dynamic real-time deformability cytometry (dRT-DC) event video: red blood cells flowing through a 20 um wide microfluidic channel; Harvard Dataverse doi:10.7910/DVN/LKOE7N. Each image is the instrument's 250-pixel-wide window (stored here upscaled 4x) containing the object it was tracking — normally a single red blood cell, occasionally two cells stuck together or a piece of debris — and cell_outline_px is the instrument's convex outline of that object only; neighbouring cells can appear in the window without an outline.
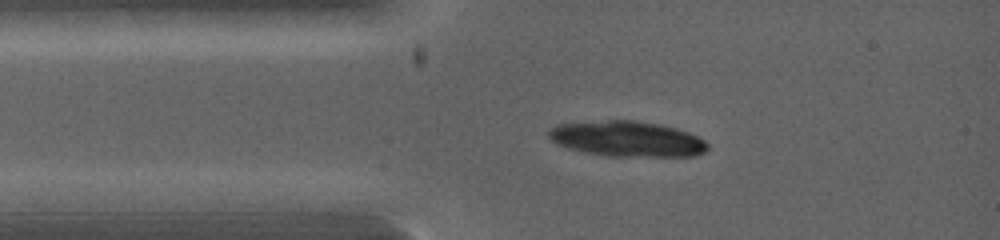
{"species": "common noctule bat (a hibernating species)", "species_latin": "Nyctalus noctula", "temperature_condition": "warm", "stored_images_in_passage": 1, "camera_frame_rate_fps": 5000, "um_per_image_px": 0.085, "animal": {"sex": "female", "body_mass_g": 19.0, "forearm_length_mm": 53.3}, "frame": {"image": 1, "passage_image": 1, "time_ms": 0.0, "image_size_px": [1000, 240], "cell_outline_px": [[708, 148], [704, 152], [696, 156], [604, 156], [584, 152], [568, 148], [552, 140], [548, 136], [548, 132], [556, 124], [608, 120], [632, 120], [660, 124], [676, 128], [688, 132], [704, 140], [708, 144]], "centroid_in_image_um": [53.32, 11.81], "position_along_channel_um": 31.7, "area_um2": 32.77}}